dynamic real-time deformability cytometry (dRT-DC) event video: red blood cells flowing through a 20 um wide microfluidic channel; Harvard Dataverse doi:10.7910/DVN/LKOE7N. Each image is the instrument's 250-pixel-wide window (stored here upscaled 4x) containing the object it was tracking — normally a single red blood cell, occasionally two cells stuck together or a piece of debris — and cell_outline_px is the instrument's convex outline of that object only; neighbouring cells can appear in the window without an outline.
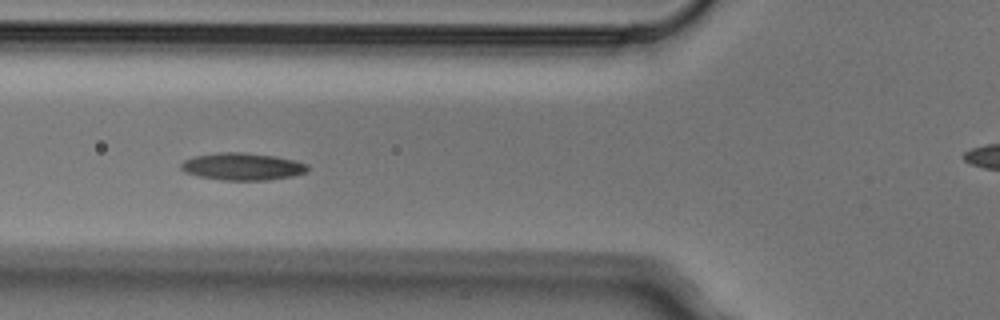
{"species": "Egyptian fruit bat (a non-hibernating species)", "species_latin": "Rousettus aegyptiacus", "temperature_condition": "cold", "stored_images_in_passage": 6, "camera_frame_rate_fps": 3000, "um_per_image_px": 0.085, "animal": {"sex": "male"}, "frame": {"image": 1, "passage_image": 5, "time_ms": 1.333, "image_size_px": [1000, 320], "cell_outline_px": [[308, 172], [292, 176], [268, 180], [224, 180], [200, 176], [184, 172], [180, 168], [180, 164], [184, 160], [196, 156], [220, 152], [244, 152], [276, 156], [296, 160], [308, 164]], "centroid_in_image_um": [20.64, 14.15], "position_along_channel_um": 105.2, "area_um2": 20.17}}
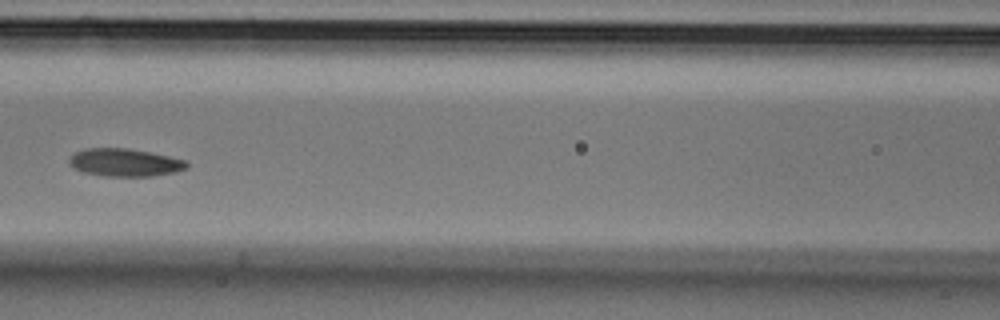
{"frame": {"image": 2, "passage_image": 6, "time_ms": 1.667, "image_size_px": [1000, 320], "cell_outline_px": [[188, 168], [176, 172], [152, 176], [104, 176], [84, 172], [72, 168], [68, 164], [68, 160], [76, 152], [84, 148], [128, 148], [152, 152], [188, 160]], "centroid_in_image_um": [10.64, 13.81], "position_along_channel_um": 156.0, "area_um2": 19.31}}